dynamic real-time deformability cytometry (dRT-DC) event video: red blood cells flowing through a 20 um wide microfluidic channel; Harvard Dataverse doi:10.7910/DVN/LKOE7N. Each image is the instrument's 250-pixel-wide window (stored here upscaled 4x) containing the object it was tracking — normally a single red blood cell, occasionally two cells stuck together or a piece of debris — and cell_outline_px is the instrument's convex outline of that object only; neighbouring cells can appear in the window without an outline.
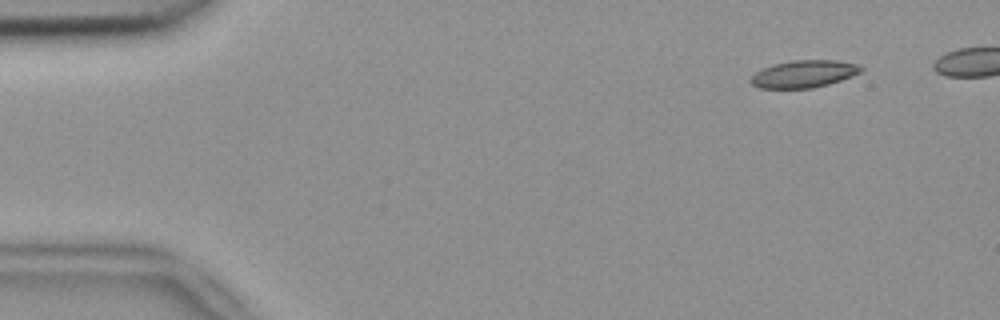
{"species": "common noctule bat (a hibernating species)", "species_latin": "Nyctalus noctula", "temperature_condition": "room temperature", "stored_images_in_passage": 45, "camera_frame_rate_fps": 3000, "um_per_image_px": 0.085, "animal": {"sex": "female", "body_mass_g": 18.4}, "frame": {"image": 1, "passage_image": 2, "time_ms": 0.333, "image_size_px": [1000, 320], "cell_outline_px": [[864, 68], [860, 72], [852, 76], [828, 84], [812, 88], [760, 88], [752, 84], [748, 80], [760, 68], [772, 64], [792, 60], [836, 60], [860, 64]], "centroid_in_image_um": [68.32, 6.27], "position_along_channel_um": 16.7, "area_um2": 17.69}}
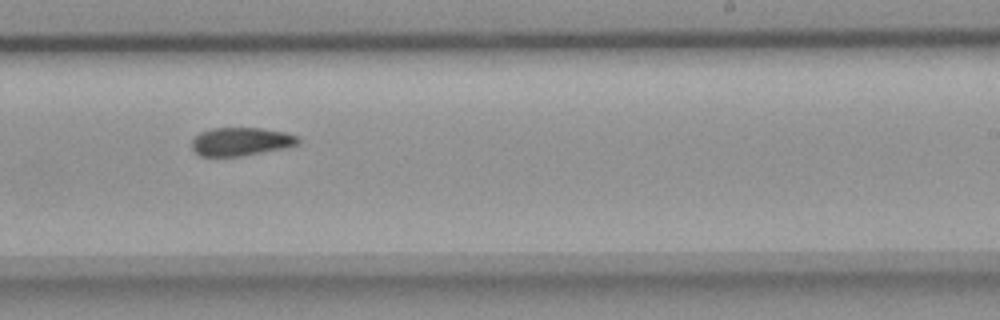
{"frame": {"image": 2, "passage_image": 30, "time_ms": 9.667, "image_size_px": [1000, 320], "cell_outline_px": [[300, 140], [296, 144], [284, 148], [240, 156], [200, 156], [192, 148], [192, 140], [200, 132], [212, 128], [260, 128], [284, 132], [300, 136]], "centroid_in_image_um": [20.47, 12.03], "position_along_channel_um": 268.5, "area_um2": 17.4}}
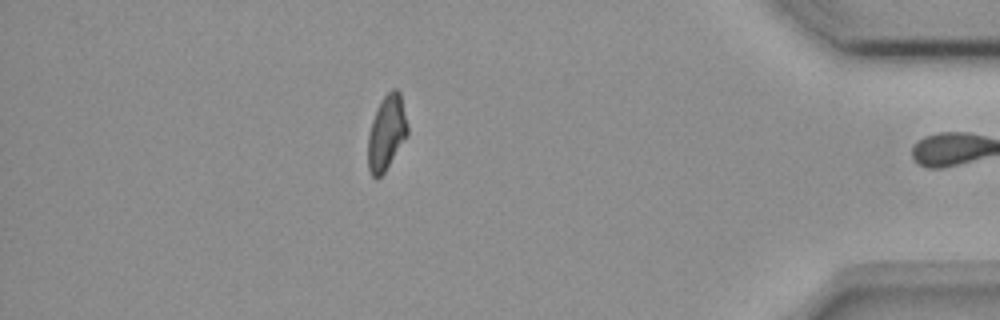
{"frame": {"image": 3, "passage_image": 44, "time_ms": 14.333, "image_size_px": [1000, 320], "cell_outline_px": [[408, 136], [384, 172], [376, 180], [372, 176], [368, 168], [368, 136], [372, 120], [380, 100], [392, 88], [396, 88], [400, 92], [408, 124]], "centroid_in_image_um": [32.87, 11.27], "position_along_channel_um": 402.3, "area_um2": 17.4}}